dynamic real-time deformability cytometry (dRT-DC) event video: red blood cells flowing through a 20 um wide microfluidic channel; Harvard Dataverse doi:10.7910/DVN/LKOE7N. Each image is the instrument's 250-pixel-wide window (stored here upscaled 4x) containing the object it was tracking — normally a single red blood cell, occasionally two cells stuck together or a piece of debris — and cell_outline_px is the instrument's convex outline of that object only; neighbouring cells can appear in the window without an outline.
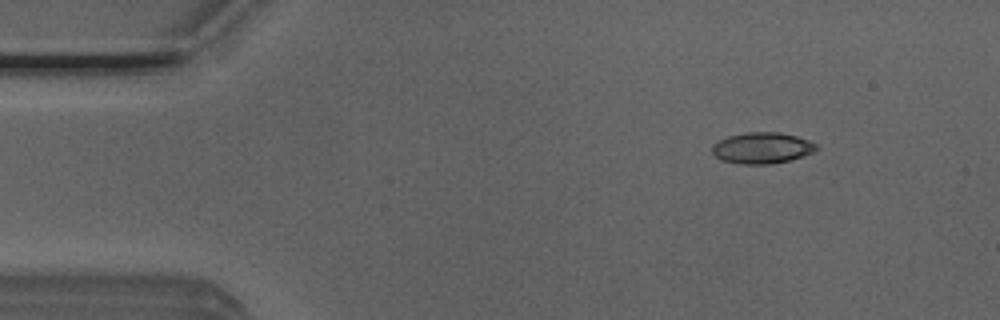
{"species": "Egyptian fruit bat (a non-hibernating species)", "species_latin": "Rousettus aegyptiacus", "temperature_condition": "room temperature", "stored_images_in_passage": 6, "camera_frame_rate_fps": 3000, "um_per_image_px": 0.085, "animal": {"sex": "male"}, "frame": {"image": 1, "passage_image": 2, "time_ms": 0.333, "image_size_px": [1000, 320], "cell_outline_px": [[820, 148], [812, 152], [788, 160], [772, 164], [740, 164], [720, 160], [712, 152], [712, 144], [728, 136], [748, 132], [780, 132], [796, 136], [808, 140], [816, 144]], "centroid_in_image_um": [64.75, 12.57], "position_along_channel_um": 20.2, "area_um2": 18.84}}